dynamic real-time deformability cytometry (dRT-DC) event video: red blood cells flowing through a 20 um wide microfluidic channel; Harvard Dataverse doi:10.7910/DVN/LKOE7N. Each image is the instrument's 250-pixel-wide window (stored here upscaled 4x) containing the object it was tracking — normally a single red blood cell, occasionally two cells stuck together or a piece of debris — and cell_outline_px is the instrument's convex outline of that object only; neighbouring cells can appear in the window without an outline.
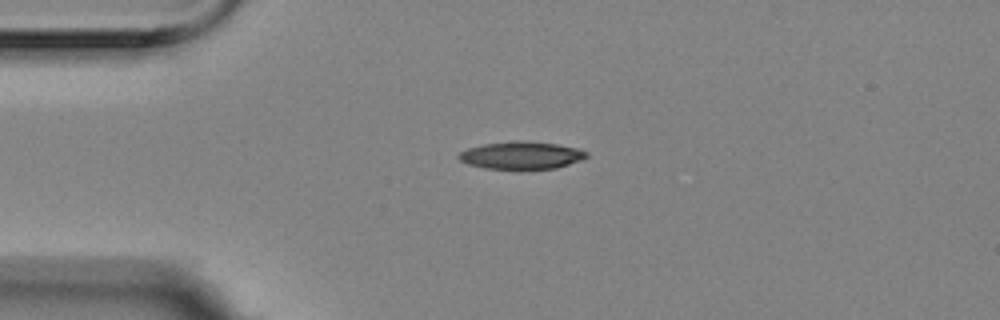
{"species": "Egyptian fruit bat (a non-hibernating species)", "species_latin": "Rousettus aegyptiacus", "temperature_condition": "room temperature", "stored_images_in_passage": 1, "camera_frame_rate_fps": 3000, "um_per_image_px": 0.085, "animal": {"sex": "female"}, "frame": {"image": 1, "passage_image": 1, "time_ms": 0.0, "image_size_px": [1000, 320], "cell_outline_px": [[588, 156], [584, 160], [556, 168], [484, 168], [468, 164], [460, 160], [456, 156], [460, 152], [468, 148], [484, 144], [520, 140], [556, 144], [576, 148], [588, 152]], "centroid_in_image_um": [44.33, 13.19], "position_along_channel_um": 40.7, "area_um2": 20.29}}